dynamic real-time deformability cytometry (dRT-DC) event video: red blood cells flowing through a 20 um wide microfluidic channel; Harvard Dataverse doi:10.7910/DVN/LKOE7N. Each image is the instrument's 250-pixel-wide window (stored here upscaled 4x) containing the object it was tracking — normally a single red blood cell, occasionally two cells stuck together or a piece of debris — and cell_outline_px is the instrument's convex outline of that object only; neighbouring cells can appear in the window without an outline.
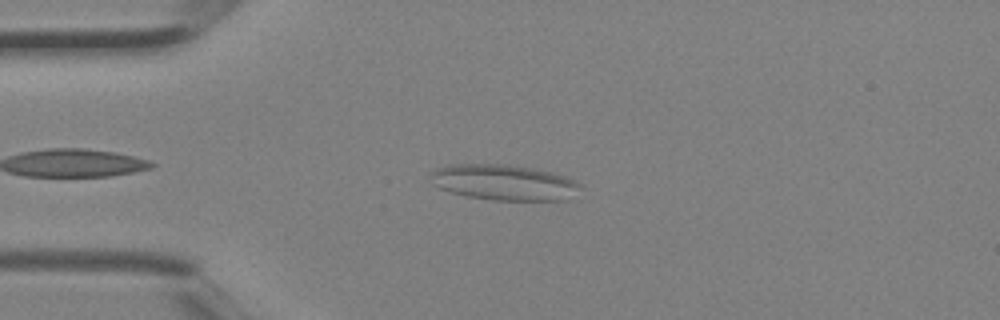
{"species": "Egyptian fruit bat (a non-hibernating species)", "species_latin": "Rousettus aegyptiacus", "temperature_condition": "room temperature", "stored_images_in_passage": 3, "camera_frame_rate_fps": 3000, "um_per_image_px": 0.085, "animal": {"sex": "female"}, "frame": {"image": 1, "passage_image": 2, "time_ms": 0.333, "image_size_px": [1000, 320], "cell_outline_px": [[584, 188], [564, 200], [492, 200], [464, 196], [440, 188], [432, 184], [428, 172], [436, 168], [448, 164], [504, 164], [536, 168], [568, 176], [580, 184]], "centroid_in_image_um": [42.82, 15.49], "position_along_channel_um": 42.2, "area_um2": 31.62}}